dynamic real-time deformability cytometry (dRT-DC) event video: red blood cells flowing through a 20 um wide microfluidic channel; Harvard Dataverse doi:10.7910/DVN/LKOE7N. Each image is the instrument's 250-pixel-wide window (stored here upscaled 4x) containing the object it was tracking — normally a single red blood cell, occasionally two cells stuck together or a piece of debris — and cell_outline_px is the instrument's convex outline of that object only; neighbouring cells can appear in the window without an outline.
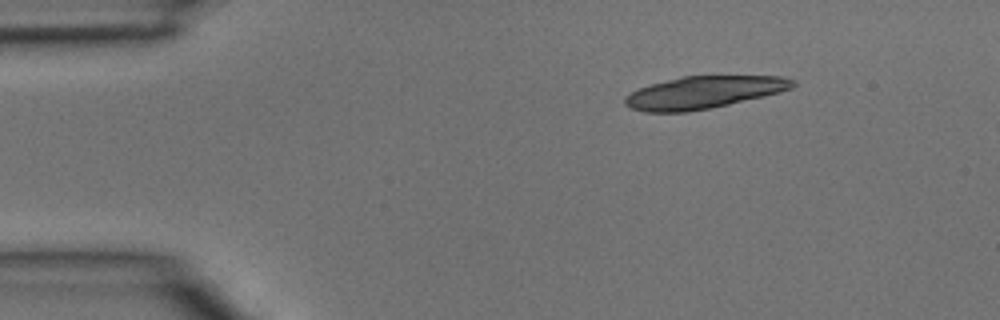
{"species": "common noctule bat (a hibernating species)", "species_latin": "Nyctalus noctula", "temperature_condition": "room temperature", "stored_images_in_passage": 3, "segment_of_instrument_passage": [1, 2], "camera_frame_rate_fps": 3000, "um_per_image_px": 0.085, "animal": {"sex": "male", "body_mass_g": 15.6}, "frame": {"image": 1, "passage_image": 1, "time_ms": 0.0, "image_size_px": [1000, 320], "cell_outline_px": [[796, 84], [792, 88], [780, 92], [764, 96], [728, 104], [688, 112], [644, 112], [632, 108], [624, 104], [624, 96], [640, 88], [652, 84], [684, 76], [784, 76], [796, 80]], "centroid_in_image_um": [59.84, 7.85], "position_along_channel_um": 25.2, "area_um2": 31.39}}